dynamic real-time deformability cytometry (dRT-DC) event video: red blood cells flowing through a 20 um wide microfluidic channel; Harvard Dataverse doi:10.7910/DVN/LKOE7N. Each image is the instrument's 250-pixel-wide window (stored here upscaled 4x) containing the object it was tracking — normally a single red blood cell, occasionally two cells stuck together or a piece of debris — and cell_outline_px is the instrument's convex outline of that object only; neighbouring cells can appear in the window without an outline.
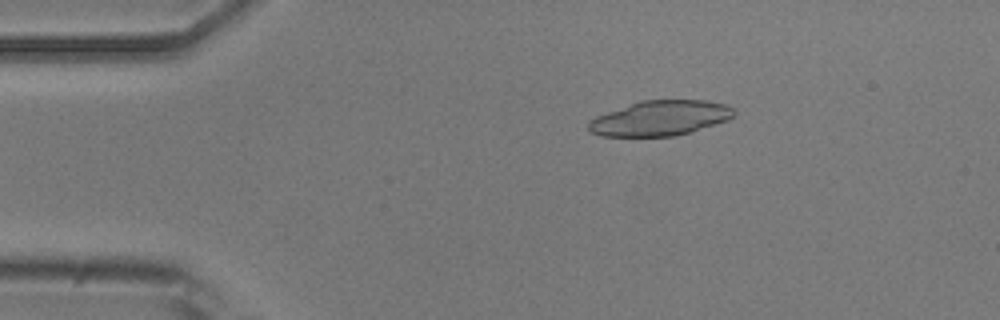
{"species": "common noctule bat (a hibernating species)", "species_latin": "Nyctalus noctula", "temperature_condition": "room temperature", "stored_images_in_passage": 5, "camera_frame_rate_fps": 3000, "um_per_image_px": 0.085, "animal": {"sex": "male", "body_mass_g": 20.5, "forearm_length_mm": 52.5}, "frame": {"image": 1, "passage_image": 3, "time_ms": 2.333, "image_size_px": [1000, 320], "cell_outline_px": [[736, 112], [728, 120], [692, 132], [676, 136], [600, 136], [588, 132], [588, 120], [596, 116], [640, 100], [704, 100], [724, 104], [732, 108]], "centroid_in_image_um": [56.08, 10.05], "position_along_channel_um": 28.9, "area_um2": 29.82}}